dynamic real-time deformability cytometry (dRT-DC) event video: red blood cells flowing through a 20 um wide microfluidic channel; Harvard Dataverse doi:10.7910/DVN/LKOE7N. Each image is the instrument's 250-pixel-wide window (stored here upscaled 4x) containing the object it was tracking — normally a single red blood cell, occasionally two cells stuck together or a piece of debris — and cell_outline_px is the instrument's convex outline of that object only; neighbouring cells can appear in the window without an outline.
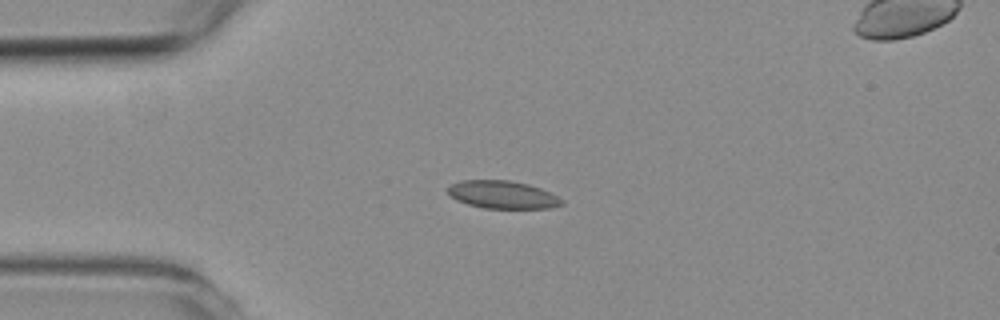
{"species": "common noctule bat (a hibernating species)", "species_latin": "Nyctalus noctula", "temperature_condition": "room temperature", "stored_images_in_passage": 7, "camera_frame_rate_fps": 3000, "um_per_image_px": 0.085, "animal": {"sex": "female", "body_mass_g": 19.3, "forearm_length_mm": 54.1}, "frame": {"image": 1, "passage_image": 2, "time_ms": 2.333, "image_size_px": [1000, 320], "cell_outline_px": [[564, 204], [548, 208], [484, 208], [468, 204], [456, 200], [448, 196], [448, 188], [452, 184], [460, 180], [508, 180], [528, 184], [540, 188], [564, 200]], "centroid_in_image_um": [42.69, 16.55], "position_along_channel_um": 42.3, "area_um2": 18.38}}
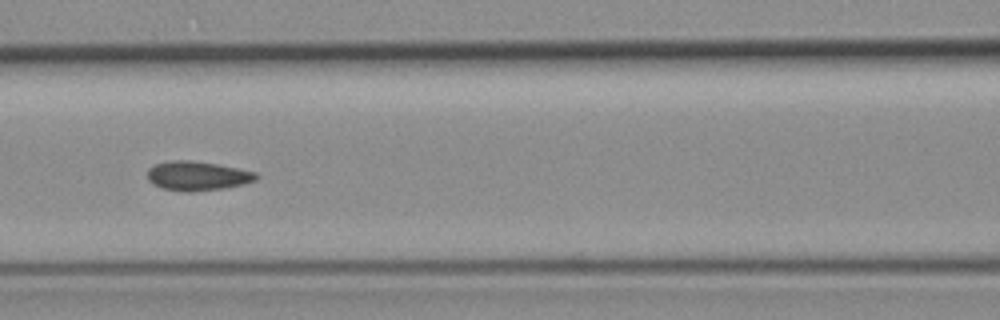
{"frame": {"image": 2, "passage_image": 5, "time_ms": 5.667, "image_size_px": [1000, 320], "cell_outline_px": [[260, 176], [256, 180], [244, 184], [224, 188], [192, 192], [180, 192], [164, 188], [152, 184], [148, 180], [148, 168], [156, 164], [172, 160], [192, 160], [216, 164], [256, 172]], "centroid_in_image_um": [16.78, 14.96], "position_along_channel_um": 149.8, "area_um2": 18.61}}
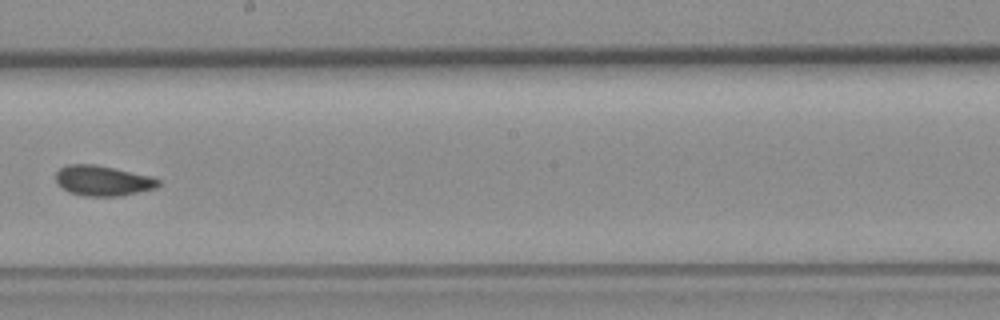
{"frame": {"image": 3, "passage_image": 7, "time_ms": 8.0, "image_size_px": [1000, 320], "cell_outline_px": [[160, 184], [156, 188], [120, 196], [84, 196], [68, 192], [56, 180], [56, 172], [60, 168], [68, 164], [96, 164], [116, 168], [152, 176], [160, 180]], "centroid_in_image_um": [8.76, 15.35], "position_along_channel_um": 239.4, "area_um2": 18.15}}